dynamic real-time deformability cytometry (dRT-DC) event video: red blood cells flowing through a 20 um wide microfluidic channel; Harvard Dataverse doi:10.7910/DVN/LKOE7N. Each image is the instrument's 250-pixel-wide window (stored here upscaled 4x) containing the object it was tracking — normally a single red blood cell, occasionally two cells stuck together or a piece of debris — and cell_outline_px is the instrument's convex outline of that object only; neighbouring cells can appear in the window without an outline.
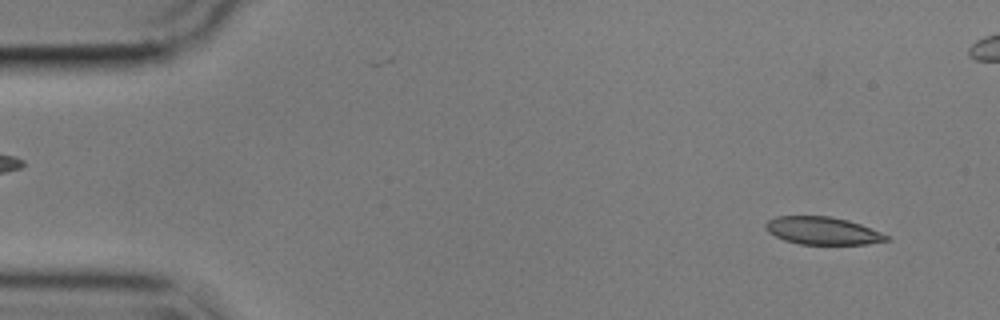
{"species": "common noctule bat (a hibernating species)", "species_latin": "Nyctalus noctula", "temperature_condition": "cold", "stored_images_in_passage": 48, "camera_frame_rate_fps": 3000, "um_per_image_px": 0.085, "animal": {"sex": "male", "body_mass_g": 17.9}, "frame": {"image": 1, "passage_image": 1, "time_ms": 0.0, "image_size_px": [1000, 320], "cell_outline_px": [[892, 240], [868, 244], [800, 244], [784, 240], [768, 232], [764, 228], [764, 224], [768, 220], [776, 216], [832, 216], [848, 220], [860, 224], [880, 232], [888, 236]], "centroid_in_image_um": [69.91, 19.61], "position_along_channel_um": 15.1, "area_um2": 19.54}}
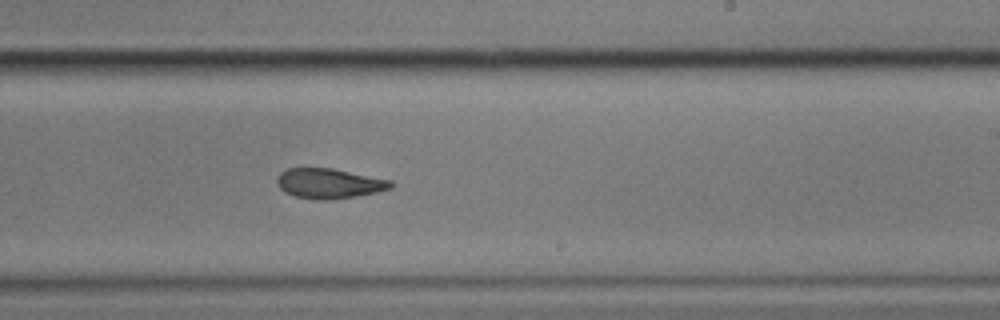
{"frame": {"image": 2, "passage_image": 30, "time_ms": 9.667, "image_size_px": [1000, 320], "cell_outline_px": [[396, 184], [392, 188], [376, 192], [356, 196], [332, 200], [320, 200], [296, 196], [284, 192], [280, 188], [276, 180], [280, 172], [288, 168], [332, 168], [392, 180]], "centroid_in_image_um": [28.01, 15.59], "position_along_channel_um": 261.0, "area_um2": 20.0}}
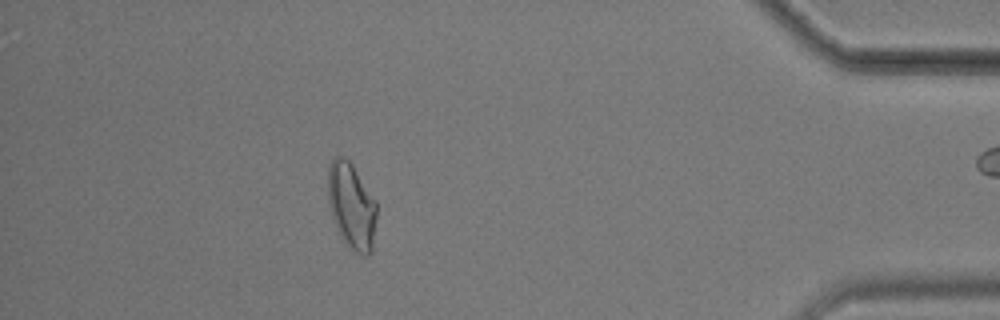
{"frame": {"image": 3, "passage_image": 46, "time_ms": 15.0, "image_size_px": [1000, 320], "cell_outline_px": [[376, 220], [372, 252], [368, 256], [364, 256], [356, 252], [340, 236], [336, 228], [328, 204], [328, 168], [332, 156], [344, 156], [352, 164], [376, 200]], "centroid_in_image_um": [29.88, 17.48], "position_along_channel_um": 405.3, "area_um2": 24.62}}